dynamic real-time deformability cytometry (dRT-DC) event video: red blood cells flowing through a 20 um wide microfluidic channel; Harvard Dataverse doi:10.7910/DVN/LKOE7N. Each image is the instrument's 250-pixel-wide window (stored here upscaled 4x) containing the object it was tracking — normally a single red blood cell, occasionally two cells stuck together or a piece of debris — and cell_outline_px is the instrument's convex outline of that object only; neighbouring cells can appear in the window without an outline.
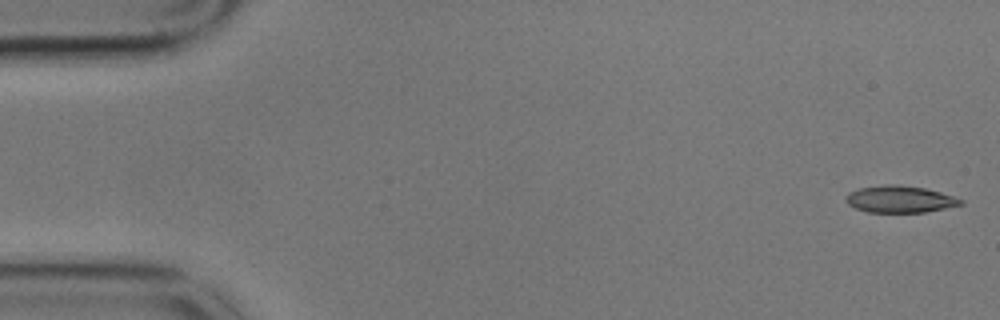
{"species": "common noctule bat (a hibernating species)", "species_latin": "Nyctalus noctula", "temperature_condition": "cold", "stored_images_in_passage": 52, "camera_frame_rate_fps": 3000, "um_per_image_px": 0.085, "animal": {"sex": "male", "body_mass_g": 17.9}, "frame": {"image": 1, "passage_image": 1, "time_ms": 0.0, "image_size_px": [1000, 320], "cell_outline_px": [[964, 204], [924, 212], [868, 212], [856, 208], [848, 204], [844, 200], [844, 196], [848, 192], [860, 188], [888, 184], [892, 184], [924, 188], [940, 192], [964, 200]], "centroid_in_image_um": [76.45, 16.93], "position_along_channel_um": 8.5, "area_um2": 17.86}}
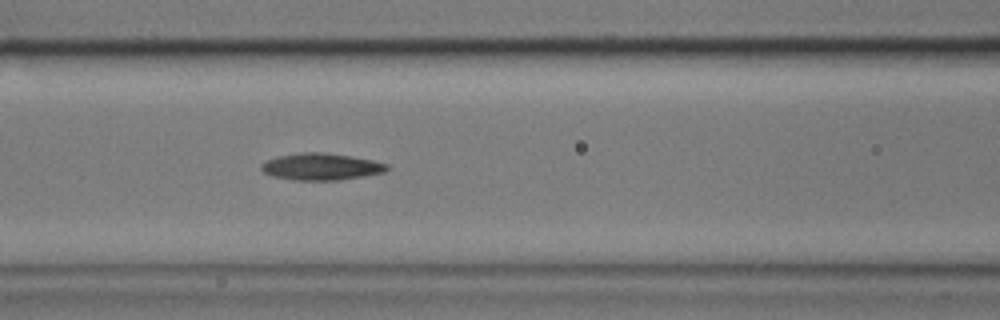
{"frame": {"image": 2, "passage_image": 23, "time_ms": 7.333, "image_size_px": [1000, 320], "cell_outline_px": [[392, 168], [384, 172], [364, 176], [340, 180], [292, 180], [272, 176], [264, 172], [260, 168], [260, 164], [276, 156], [304, 152], [324, 152], [352, 156], [372, 160], [388, 164]], "centroid_in_image_um": [27.31, 14.16], "position_along_channel_um": 139.3, "area_um2": 19.83}}
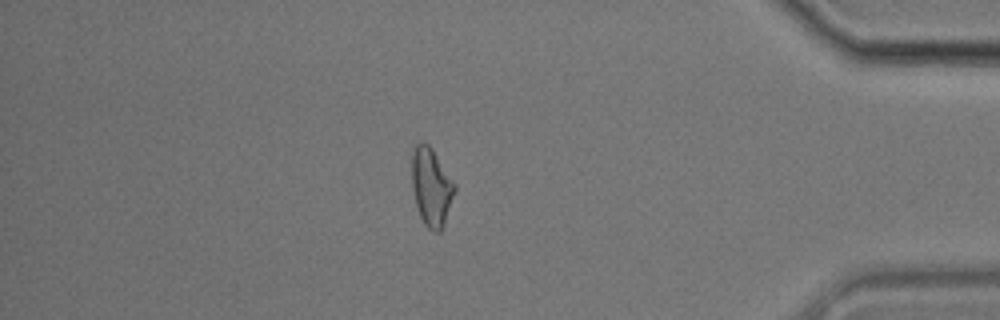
{"frame": {"image": 3, "passage_image": 48, "time_ms": 15.667, "image_size_px": [1000, 320], "cell_outline_px": [[456, 192], [444, 224], [440, 232], [432, 232], [424, 224], [420, 216], [416, 204], [412, 188], [412, 152], [416, 144], [428, 144], [432, 148], [456, 184]], "centroid_in_image_um": [36.68, 15.92], "position_along_channel_um": 398.5, "area_um2": 19.54}, "authors_computed_cell_mechanics": {"area_um2": 19.1318, "velocity_mm_per_s": 3.557, "shape_relaxation_time_tau1_ms": 7.4432, "shape_relaxation_time_tau2_ms": 7.993, "deformation_change_tau1": 0.1567, "deformation_change_tau2": 0.1839}}